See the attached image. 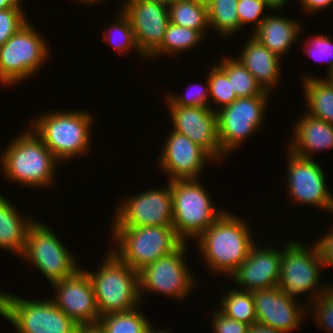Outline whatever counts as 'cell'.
<instances>
[{
  "label": "cell",
  "mask_w": 333,
  "mask_h": 333,
  "mask_svg": "<svg viewBox=\"0 0 333 333\" xmlns=\"http://www.w3.org/2000/svg\"><path fill=\"white\" fill-rule=\"evenodd\" d=\"M235 215L224 212L195 239L208 268L214 274L224 273L229 278L246 260L255 244L250 225Z\"/></svg>",
  "instance_id": "cell-1"
},
{
  "label": "cell",
  "mask_w": 333,
  "mask_h": 333,
  "mask_svg": "<svg viewBox=\"0 0 333 333\" xmlns=\"http://www.w3.org/2000/svg\"><path fill=\"white\" fill-rule=\"evenodd\" d=\"M14 138L0 157L3 176L30 187H50L60 163L42 139L29 127Z\"/></svg>",
  "instance_id": "cell-2"
},
{
  "label": "cell",
  "mask_w": 333,
  "mask_h": 333,
  "mask_svg": "<svg viewBox=\"0 0 333 333\" xmlns=\"http://www.w3.org/2000/svg\"><path fill=\"white\" fill-rule=\"evenodd\" d=\"M46 113L35 117L31 128L59 162L82 157L89 151L93 112L54 110Z\"/></svg>",
  "instance_id": "cell-3"
},
{
  "label": "cell",
  "mask_w": 333,
  "mask_h": 333,
  "mask_svg": "<svg viewBox=\"0 0 333 333\" xmlns=\"http://www.w3.org/2000/svg\"><path fill=\"white\" fill-rule=\"evenodd\" d=\"M99 269L86 271L93 284L100 316L132 310L140 305L139 274L109 249Z\"/></svg>",
  "instance_id": "cell-4"
},
{
  "label": "cell",
  "mask_w": 333,
  "mask_h": 333,
  "mask_svg": "<svg viewBox=\"0 0 333 333\" xmlns=\"http://www.w3.org/2000/svg\"><path fill=\"white\" fill-rule=\"evenodd\" d=\"M111 231L117 246H112L111 251L137 272L183 243L173 226L112 227Z\"/></svg>",
  "instance_id": "cell-5"
},
{
  "label": "cell",
  "mask_w": 333,
  "mask_h": 333,
  "mask_svg": "<svg viewBox=\"0 0 333 333\" xmlns=\"http://www.w3.org/2000/svg\"><path fill=\"white\" fill-rule=\"evenodd\" d=\"M201 184L198 179L171 181L172 226L183 242L189 238L195 241L225 212L218 211L209 191Z\"/></svg>",
  "instance_id": "cell-6"
},
{
  "label": "cell",
  "mask_w": 333,
  "mask_h": 333,
  "mask_svg": "<svg viewBox=\"0 0 333 333\" xmlns=\"http://www.w3.org/2000/svg\"><path fill=\"white\" fill-rule=\"evenodd\" d=\"M0 316L16 333H77L79 326L51 299L27 300L6 291L0 292Z\"/></svg>",
  "instance_id": "cell-7"
},
{
  "label": "cell",
  "mask_w": 333,
  "mask_h": 333,
  "mask_svg": "<svg viewBox=\"0 0 333 333\" xmlns=\"http://www.w3.org/2000/svg\"><path fill=\"white\" fill-rule=\"evenodd\" d=\"M321 267L324 265L316 243L309 247L300 241L290 240L286 242L282 250L278 287L290 298L296 300L299 294L309 293L311 300L308 297L306 301L308 307L328 288L327 285L326 287L321 285Z\"/></svg>",
  "instance_id": "cell-8"
},
{
  "label": "cell",
  "mask_w": 333,
  "mask_h": 333,
  "mask_svg": "<svg viewBox=\"0 0 333 333\" xmlns=\"http://www.w3.org/2000/svg\"><path fill=\"white\" fill-rule=\"evenodd\" d=\"M28 21L0 47V83L9 86L38 72L49 58L42 34Z\"/></svg>",
  "instance_id": "cell-9"
},
{
  "label": "cell",
  "mask_w": 333,
  "mask_h": 333,
  "mask_svg": "<svg viewBox=\"0 0 333 333\" xmlns=\"http://www.w3.org/2000/svg\"><path fill=\"white\" fill-rule=\"evenodd\" d=\"M22 258L42 272L50 285L72 276L80 269L75 256L60 238L50 227L37 220L28 229Z\"/></svg>",
  "instance_id": "cell-10"
},
{
  "label": "cell",
  "mask_w": 333,
  "mask_h": 333,
  "mask_svg": "<svg viewBox=\"0 0 333 333\" xmlns=\"http://www.w3.org/2000/svg\"><path fill=\"white\" fill-rule=\"evenodd\" d=\"M183 242L175 251L142 268L139 274V293L148 290L174 299L186 298L197 282L184 257L188 250ZM190 269V270H189Z\"/></svg>",
  "instance_id": "cell-11"
},
{
  "label": "cell",
  "mask_w": 333,
  "mask_h": 333,
  "mask_svg": "<svg viewBox=\"0 0 333 333\" xmlns=\"http://www.w3.org/2000/svg\"><path fill=\"white\" fill-rule=\"evenodd\" d=\"M270 93L265 96L237 98L230 105L216 111L218 139L225 157L261 127Z\"/></svg>",
  "instance_id": "cell-12"
},
{
  "label": "cell",
  "mask_w": 333,
  "mask_h": 333,
  "mask_svg": "<svg viewBox=\"0 0 333 333\" xmlns=\"http://www.w3.org/2000/svg\"><path fill=\"white\" fill-rule=\"evenodd\" d=\"M166 187L127 196L115 209L112 227L172 226L171 181Z\"/></svg>",
  "instance_id": "cell-13"
},
{
  "label": "cell",
  "mask_w": 333,
  "mask_h": 333,
  "mask_svg": "<svg viewBox=\"0 0 333 333\" xmlns=\"http://www.w3.org/2000/svg\"><path fill=\"white\" fill-rule=\"evenodd\" d=\"M286 150L288 155L286 188L289 200L294 201L293 204L297 202L301 205L320 207L333 215V195L326 185L321 165L314 159L302 158Z\"/></svg>",
  "instance_id": "cell-14"
},
{
  "label": "cell",
  "mask_w": 333,
  "mask_h": 333,
  "mask_svg": "<svg viewBox=\"0 0 333 333\" xmlns=\"http://www.w3.org/2000/svg\"><path fill=\"white\" fill-rule=\"evenodd\" d=\"M53 303L78 325L98 324L100 314L96 304L93 284L86 270L80 269L72 276L53 282Z\"/></svg>",
  "instance_id": "cell-15"
},
{
  "label": "cell",
  "mask_w": 333,
  "mask_h": 333,
  "mask_svg": "<svg viewBox=\"0 0 333 333\" xmlns=\"http://www.w3.org/2000/svg\"><path fill=\"white\" fill-rule=\"evenodd\" d=\"M123 13L129 18L140 52L147 58L163 42L170 23L168 6L151 0H124Z\"/></svg>",
  "instance_id": "cell-16"
},
{
  "label": "cell",
  "mask_w": 333,
  "mask_h": 333,
  "mask_svg": "<svg viewBox=\"0 0 333 333\" xmlns=\"http://www.w3.org/2000/svg\"><path fill=\"white\" fill-rule=\"evenodd\" d=\"M168 109L174 126L172 130L187 136L203 148L215 162L224 158L218 139L217 114L211 108L172 106ZM170 107V108H169Z\"/></svg>",
  "instance_id": "cell-17"
},
{
  "label": "cell",
  "mask_w": 333,
  "mask_h": 333,
  "mask_svg": "<svg viewBox=\"0 0 333 333\" xmlns=\"http://www.w3.org/2000/svg\"><path fill=\"white\" fill-rule=\"evenodd\" d=\"M163 147L157 163L167 173L168 181L197 179L206 163L214 161L203 148L174 130L169 132Z\"/></svg>",
  "instance_id": "cell-18"
},
{
  "label": "cell",
  "mask_w": 333,
  "mask_h": 333,
  "mask_svg": "<svg viewBox=\"0 0 333 333\" xmlns=\"http://www.w3.org/2000/svg\"><path fill=\"white\" fill-rule=\"evenodd\" d=\"M251 294L257 321L283 333L298 329L300 322H303L302 318L306 317L304 314L308 313L306 306H301L278 286L251 291Z\"/></svg>",
  "instance_id": "cell-19"
},
{
  "label": "cell",
  "mask_w": 333,
  "mask_h": 333,
  "mask_svg": "<svg viewBox=\"0 0 333 333\" xmlns=\"http://www.w3.org/2000/svg\"><path fill=\"white\" fill-rule=\"evenodd\" d=\"M272 247H251L246 260L231 275L237 287L255 291L278 286L282 249Z\"/></svg>",
  "instance_id": "cell-20"
},
{
  "label": "cell",
  "mask_w": 333,
  "mask_h": 333,
  "mask_svg": "<svg viewBox=\"0 0 333 333\" xmlns=\"http://www.w3.org/2000/svg\"><path fill=\"white\" fill-rule=\"evenodd\" d=\"M299 118L294 126V137L287 147L289 151L296 156L313 159L316 151L333 148V124L308 113Z\"/></svg>",
  "instance_id": "cell-21"
},
{
  "label": "cell",
  "mask_w": 333,
  "mask_h": 333,
  "mask_svg": "<svg viewBox=\"0 0 333 333\" xmlns=\"http://www.w3.org/2000/svg\"><path fill=\"white\" fill-rule=\"evenodd\" d=\"M268 92L278 85L282 60L252 36L241 49L237 58Z\"/></svg>",
  "instance_id": "cell-22"
},
{
  "label": "cell",
  "mask_w": 333,
  "mask_h": 333,
  "mask_svg": "<svg viewBox=\"0 0 333 333\" xmlns=\"http://www.w3.org/2000/svg\"><path fill=\"white\" fill-rule=\"evenodd\" d=\"M300 25L296 20L268 14L251 36L281 58L292 44L300 40Z\"/></svg>",
  "instance_id": "cell-23"
},
{
  "label": "cell",
  "mask_w": 333,
  "mask_h": 333,
  "mask_svg": "<svg viewBox=\"0 0 333 333\" xmlns=\"http://www.w3.org/2000/svg\"><path fill=\"white\" fill-rule=\"evenodd\" d=\"M17 208L0 194V248L22 256L28 229L35 220L30 216L22 217Z\"/></svg>",
  "instance_id": "cell-24"
},
{
  "label": "cell",
  "mask_w": 333,
  "mask_h": 333,
  "mask_svg": "<svg viewBox=\"0 0 333 333\" xmlns=\"http://www.w3.org/2000/svg\"><path fill=\"white\" fill-rule=\"evenodd\" d=\"M303 79V89L308 114L333 124V85L324 78L308 76Z\"/></svg>",
  "instance_id": "cell-25"
},
{
  "label": "cell",
  "mask_w": 333,
  "mask_h": 333,
  "mask_svg": "<svg viewBox=\"0 0 333 333\" xmlns=\"http://www.w3.org/2000/svg\"><path fill=\"white\" fill-rule=\"evenodd\" d=\"M204 38L198 30L169 23L163 42L147 59H156L157 56L162 57L165 54L166 56L171 54V56L175 55L176 57V54L194 49L196 45L198 46V44H201L200 42H203L202 40H205Z\"/></svg>",
  "instance_id": "cell-26"
},
{
  "label": "cell",
  "mask_w": 333,
  "mask_h": 333,
  "mask_svg": "<svg viewBox=\"0 0 333 333\" xmlns=\"http://www.w3.org/2000/svg\"><path fill=\"white\" fill-rule=\"evenodd\" d=\"M217 65L227 74L237 98L265 96L268 93L236 57L224 56Z\"/></svg>",
  "instance_id": "cell-27"
},
{
  "label": "cell",
  "mask_w": 333,
  "mask_h": 333,
  "mask_svg": "<svg viewBox=\"0 0 333 333\" xmlns=\"http://www.w3.org/2000/svg\"><path fill=\"white\" fill-rule=\"evenodd\" d=\"M170 23L198 30L204 37L209 28L207 7L191 0H176L168 6Z\"/></svg>",
  "instance_id": "cell-28"
},
{
  "label": "cell",
  "mask_w": 333,
  "mask_h": 333,
  "mask_svg": "<svg viewBox=\"0 0 333 333\" xmlns=\"http://www.w3.org/2000/svg\"><path fill=\"white\" fill-rule=\"evenodd\" d=\"M238 0H212L207 7L209 28H214L217 34L224 37L232 36L243 28L237 13Z\"/></svg>",
  "instance_id": "cell-29"
},
{
  "label": "cell",
  "mask_w": 333,
  "mask_h": 333,
  "mask_svg": "<svg viewBox=\"0 0 333 333\" xmlns=\"http://www.w3.org/2000/svg\"><path fill=\"white\" fill-rule=\"evenodd\" d=\"M220 298L219 310L227 317L251 326L257 321L256 309L251 291L239 288L224 292Z\"/></svg>",
  "instance_id": "cell-30"
},
{
  "label": "cell",
  "mask_w": 333,
  "mask_h": 333,
  "mask_svg": "<svg viewBox=\"0 0 333 333\" xmlns=\"http://www.w3.org/2000/svg\"><path fill=\"white\" fill-rule=\"evenodd\" d=\"M146 318L136 307L126 312L102 315L98 324L105 333H142L151 325Z\"/></svg>",
  "instance_id": "cell-31"
},
{
  "label": "cell",
  "mask_w": 333,
  "mask_h": 333,
  "mask_svg": "<svg viewBox=\"0 0 333 333\" xmlns=\"http://www.w3.org/2000/svg\"><path fill=\"white\" fill-rule=\"evenodd\" d=\"M119 11L120 12H118L117 17L118 19L116 18L115 23L112 21L111 28L109 27L107 33L103 34L105 38L104 40L110 44L112 48H115L117 52L119 51V53H129L130 49L134 48L133 50L136 51L138 55H140V58L142 57V59H146V57L138 49L134 31L131 27L129 18L123 13L121 9Z\"/></svg>",
  "instance_id": "cell-32"
},
{
  "label": "cell",
  "mask_w": 333,
  "mask_h": 333,
  "mask_svg": "<svg viewBox=\"0 0 333 333\" xmlns=\"http://www.w3.org/2000/svg\"><path fill=\"white\" fill-rule=\"evenodd\" d=\"M207 78L209 80L210 102L212 101L218 106L212 108L213 111L216 112L237 99L227 74L216 63L208 72Z\"/></svg>",
  "instance_id": "cell-33"
},
{
  "label": "cell",
  "mask_w": 333,
  "mask_h": 333,
  "mask_svg": "<svg viewBox=\"0 0 333 333\" xmlns=\"http://www.w3.org/2000/svg\"><path fill=\"white\" fill-rule=\"evenodd\" d=\"M315 305V306H314ZM310 310L307 311L310 315L313 314L317 327H323L328 332H333V285H328L326 291L314 300L310 305ZM313 312V313H312Z\"/></svg>",
  "instance_id": "cell-34"
},
{
  "label": "cell",
  "mask_w": 333,
  "mask_h": 333,
  "mask_svg": "<svg viewBox=\"0 0 333 333\" xmlns=\"http://www.w3.org/2000/svg\"><path fill=\"white\" fill-rule=\"evenodd\" d=\"M273 11L280 10L276 8L269 0H238L237 13L241 27L254 22V30L260 25L268 14H263L265 9ZM263 14V16L261 15Z\"/></svg>",
  "instance_id": "cell-35"
},
{
  "label": "cell",
  "mask_w": 333,
  "mask_h": 333,
  "mask_svg": "<svg viewBox=\"0 0 333 333\" xmlns=\"http://www.w3.org/2000/svg\"><path fill=\"white\" fill-rule=\"evenodd\" d=\"M206 86H200L199 84H192L187 86L186 95L184 93L181 95L168 94L165 96V100H167L172 106H183V107H204V108H213V105H209L208 101H210L209 95V80L206 77ZM200 87H199V86ZM195 87V88H194ZM189 88V89H188ZM193 89H197L193 90Z\"/></svg>",
  "instance_id": "cell-36"
},
{
  "label": "cell",
  "mask_w": 333,
  "mask_h": 333,
  "mask_svg": "<svg viewBox=\"0 0 333 333\" xmlns=\"http://www.w3.org/2000/svg\"><path fill=\"white\" fill-rule=\"evenodd\" d=\"M22 9L0 10V47L29 21Z\"/></svg>",
  "instance_id": "cell-37"
},
{
  "label": "cell",
  "mask_w": 333,
  "mask_h": 333,
  "mask_svg": "<svg viewBox=\"0 0 333 333\" xmlns=\"http://www.w3.org/2000/svg\"><path fill=\"white\" fill-rule=\"evenodd\" d=\"M313 38V39H312ZM310 37L312 40H308L307 42H304L306 47H304L302 50L304 51L303 53H306L312 58H315L316 60L325 61L328 60V69L327 71L331 70L333 68V41L332 39L330 40L329 37L324 36V35H316L313 37ZM305 48H307L305 50Z\"/></svg>",
  "instance_id": "cell-38"
},
{
  "label": "cell",
  "mask_w": 333,
  "mask_h": 333,
  "mask_svg": "<svg viewBox=\"0 0 333 333\" xmlns=\"http://www.w3.org/2000/svg\"><path fill=\"white\" fill-rule=\"evenodd\" d=\"M212 316L214 333H248L249 325L227 317L219 309Z\"/></svg>",
  "instance_id": "cell-39"
},
{
  "label": "cell",
  "mask_w": 333,
  "mask_h": 333,
  "mask_svg": "<svg viewBox=\"0 0 333 333\" xmlns=\"http://www.w3.org/2000/svg\"><path fill=\"white\" fill-rule=\"evenodd\" d=\"M324 236L318 238L316 245L320 252L321 260L324 267H333V228L331 232L323 234Z\"/></svg>",
  "instance_id": "cell-40"
},
{
  "label": "cell",
  "mask_w": 333,
  "mask_h": 333,
  "mask_svg": "<svg viewBox=\"0 0 333 333\" xmlns=\"http://www.w3.org/2000/svg\"><path fill=\"white\" fill-rule=\"evenodd\" d=\"M303 10L307 11L309 14L314 12L323 11L326 8L333 6V0H299Z\"/></svg>",
  "instance_id": "cell-41"
},
{
  "label": "cell",
  "mask_w": 333,
  "mask_h": 333,
  "mask_svg": "<svg viewBox=\"0 0 333 333\" xmlns=\"http://www.w3.org/2000/svg\"><path fill=\"white\" fill-rule=\"evenodd\" d=\"M248 333H283V332L278 331L270 326H267L266 324L256 321L251 326H249Z\"/></svg>",
  "instance_id": "cell-42"
},
{
  "label": "cell",
  "mask_w": 333,
  "mask_h": 333,
  "mask_svg": "<svg viewBox=\"0 0 333 333\" xmlns=\"http://www.w3.org/2000/svg\"><path fill=\"white\" fill-rule=\"evenodd\" d=\"M77 333H105L99 324L79 325Z\"/></svg>",
  "instance_id": "cell-43"
},
{
  "label": "cell",
  "mask_w": 333,
  "mask_h": 333,
  "mask_svg": "<svg viewBox=\"0 0 333 333\" xmlns=\"http://www.w3.org/2000/svg\"><path fill=\"white\" fill-rule=\"evenodd\" d=\"M22 0H0V10L21 8Z\"/></svg>",
  "instance_id": "cell-44"
},
{
  "label": "cell",
  "mask_w": 333,
  "mask_h": 333,
  "mask_svg": "<svg viewBox=\"0 0 333 333\" xmlns=\"http://www.w3.org/2000/svg\"><path fill=\"white\" fill-rule=\"evenodd\" d=\"M276 8H282L286 6L288 0H269Z\"/></svg>",
  "instance_id": "cell-45"
},
{
  "label": "cell",
  "mask_w": 333,
  "mask_h": 333,
  "mask_svg": "<svg viewBox=\"0 0 333 333\" xmlns=\"http://www.w3.org/2000/svg\"><path fill=\"white\" fill-rule=\"evenodd\" d=\"M191 1L203 5L205 7H208L212 3V0H191Z\"/></svg>",
  "instance_id": "cell-46"
},
{
  "label": "cell",
  "mask_w": 333,
  "mask_h": 333,
  "mask_svg": "<svg viewBox=\"0 0 333 333\" xmlns=\"http://www.w3.org/2000/svg\"><path fill=\"white\" fill-rule=\"evenodd\" d=\"M328 83L333 85V68L328 71L327 77L324 78Z\"/></svg>",
  "instance_id": "cell-47"
},
{
  "label": "cell",
  "mask_w": 333,
  "mask_h": 333,
  "mask_svg": "<svg viewBox=\"0 0 333 333\" xmlns=\"http://www.w3.org/2000/svg\"><path fill=\"white\" fill-rule=\"evenodd\" d=\"M151 1H155L157 3H161L163 5L169 6V5L173 4L176 0H151Z\"/></svg>",
  "instance_id": "cell-48"
},
{
  "label": "cell",
  "mask_w": 333,
  "mask_h": 333,
  "mask_svg": "<svg viewBox=\"0 0 333 333\" xmlns=\"http://www.w3.org/2000/svg\"><path fill=\"white\" fill-rule=\"evenodd\" d=\"M77 2L78 1H80V3H84V4H89V5H91L90 3H92V4H97V3H99V2H102V1H105V0H76Z\"/></svg>",
  "instance_id": "cell-49"
},
{
  "label": "cell",
  "mask_w": 333,
  "mask_h": 333,
  "mask_svg": "<svg viewBox=\"0 0 333 333\" xmlns=\"http://www.w3.org/2000/svg\"><path fill=\"white\" fill-rule=\"evenodd\" d=\"M158 330L159 329H157V328L155 329L152 325V333H172V332L168 331L167 329L165 330V328L163 330H161V329L159 331Z\"/></svg>",
  "instance_id": "cell-50"
},
{
  "label": "cell",
  "mask_w": 333,
  "mask_h": 333,
  "mask_svg": "<svg viewBox=\"0 0 333 333\" xmlns=\"http://www.w3.org/2000/svg\"><path fill=\"white\" fill-rule=\"evenodd\" d=\"M142 333H152V325H150L144 332Z\"/></svg>",
  "instance_id": "cell-51"
}]
</instances>
